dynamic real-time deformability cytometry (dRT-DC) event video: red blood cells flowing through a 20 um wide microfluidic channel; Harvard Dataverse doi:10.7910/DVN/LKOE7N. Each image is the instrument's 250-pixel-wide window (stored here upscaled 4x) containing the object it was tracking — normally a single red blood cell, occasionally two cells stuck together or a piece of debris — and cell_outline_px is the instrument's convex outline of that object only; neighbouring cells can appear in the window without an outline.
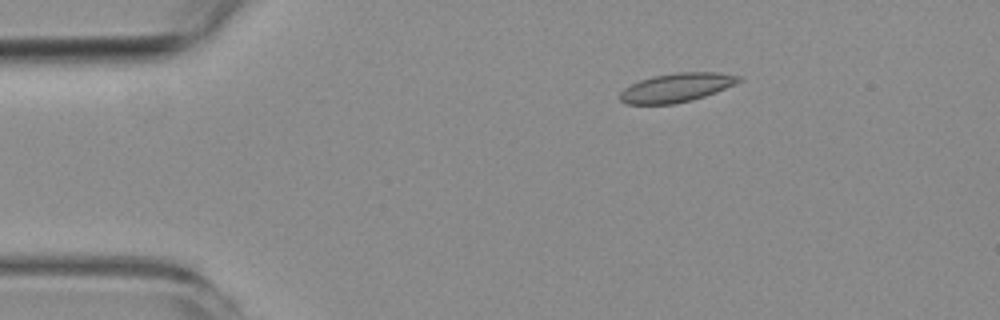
{"species": "common noctule bat (a hibernating species)", "species_latin": "Nyctalus noctula", "temperature_condition": "room temperature", "stored_images_in_passage": 5, "camera_frame_rate_fps": 3000, "um_per_image_px": 0.085, "animal": {"sex": "female", "body_mass_g": 19.3, "forearm_length_mm": 54.1}, "frame": {"image": 1, "passage_image": 5, "time_ms": 5.333, "image_size_px": [1000, 320], "cell_outline_px": [[744, 80], [736, 84], [716, 92], [692, 100], [676, 104], [628, 104], [620, 100], [620, 92], [624, 88], [640, 80], [652, 76], [676, 72], [716, 72], [740, 76]], "centroid_in_image_um": [57.53, 7.44], "position_along_channel_um": 27.5, "area_um2": 20.06}}